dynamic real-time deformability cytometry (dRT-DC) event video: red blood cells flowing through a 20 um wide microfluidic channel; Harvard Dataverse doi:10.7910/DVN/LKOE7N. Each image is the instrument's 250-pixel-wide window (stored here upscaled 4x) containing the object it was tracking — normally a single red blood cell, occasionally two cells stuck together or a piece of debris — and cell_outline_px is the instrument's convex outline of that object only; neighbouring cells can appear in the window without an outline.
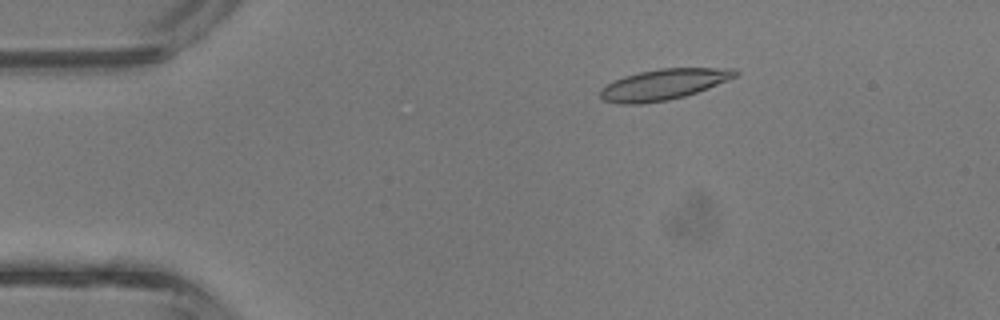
{"species": "common noctule bat (a hibernating species)", "species_latin": "Nyctalus noctula", "temperature_condition": "room temperature", "stored_images_in_passage": 3, "camera_frame_rate_fps": 3000, "um_per_image_px": 0.085, "animal": {"sex": "male", "body_mass_g": 13.3}, "frame": {"image": 1, "passage_image": 1, "time_ms": 0.0, "image_size_px": [1000, 320], "cell_outline_px": [[740, 72], [736, 76], [728, 80], [708, 88], [684, 96], [668, 100], [644, 104], [620, 104], [604, 100], [600, 96], [600, 88], [624, 76], [640, 72], [660, 68], [736, 68]], "centroid_in_image_um": [56.42, 7.18], "position_along_channel_um": 28.6, "area_um2": 24.16}}